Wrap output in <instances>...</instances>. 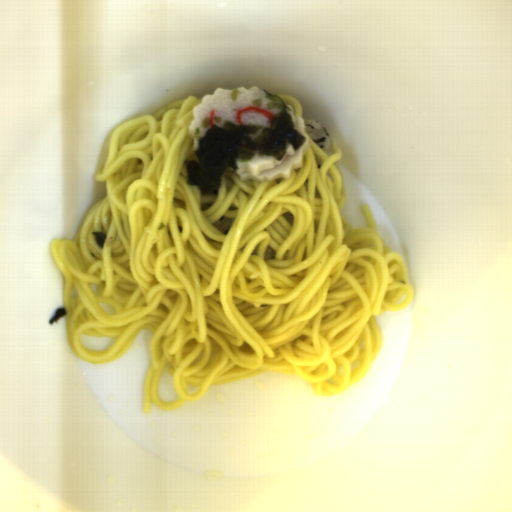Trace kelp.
<instances>
[{
    "label": "kelp",
    "instance_id": "3",
    "mask_svg": "<svg viewBox=\"0 0 512 512\" xmlns=\"http://www.w3.org/2000/svg\"><path fill=\"white\" fill-rule=\"evenodd\" d=\"M68 313L67 309L65 307L57 308L53 315L48 320V324L53 325L54 323H57L59 319H62L64 316H66Z\"/></svg>",
    "mask_w": 512,
    "mask_h": 512
},
{
    "label": "kelp",
    "instance_id": "1",
    "mask_svg": "<svg viewBox=\"0 0 512 512\" xmlns=\"http://www.w3.org/2000/svg\"><path fill=\"white\" fill-rule=\"evenodd\" d=\"M265 99L267 110L279 109L269 126L257 123H233L214 116L202 120L206 133L198 138L194 149L197 159L188 161L185 169L187 185L196 186L200 194L215 193L221 185V177L227 170L237 171L238 164H245L254 158L271 156L281 162L291 146L301 149L307 137L294 127L292 109L277 95L268 91Z\"/></svg>",
    "mask_w": 512,
    "mask_h": 512
},
{
    "label": "kelp",
    "instance_id": "2",
    "mask_svg": "<svg viewBox=\"0 0 512 512\" xmlns=\"http://www.w3.org/2000/svg\"><path fill=\"white\" fill-rule=\"evenodd\" d=\"M94 236V243L97 248L103 249L107 235L103 231H91V233Z\"/></svg>",
    "mask_w": 512,
    "mask_h": 512
}]
</instances>
